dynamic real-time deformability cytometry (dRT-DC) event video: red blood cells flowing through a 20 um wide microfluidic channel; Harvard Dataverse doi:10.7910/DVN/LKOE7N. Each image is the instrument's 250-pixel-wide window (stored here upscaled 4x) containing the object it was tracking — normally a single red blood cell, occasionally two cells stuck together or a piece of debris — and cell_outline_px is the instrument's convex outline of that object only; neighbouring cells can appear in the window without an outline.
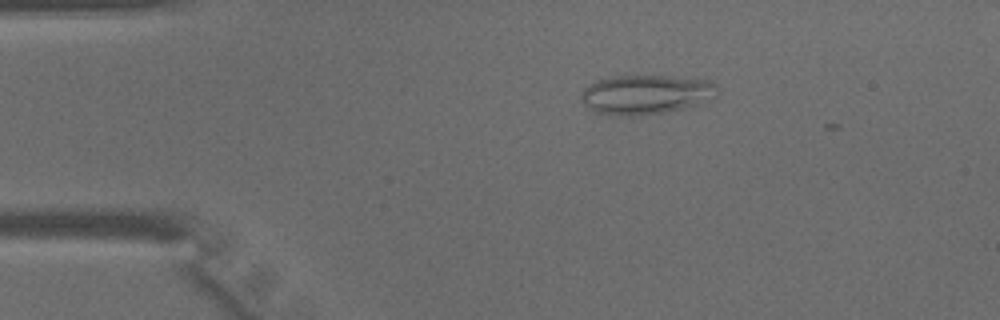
{"species": "common noctule bat (a hibernating species)", "species_latin": "Nyctalus noctula", "temperature_condition": "warm", "stored_images_in_passage": 5, "camera_frame_rate_fps": 3000, "um_per_image_px": 0.085, "animal": {"sex": "male", "body_mass_g": 15.6}, "frame": {"image": 1, "passage_image": 2, "time_ms": 0.333, "image_size_px": [1000, 320], "cell_outline_px": [[720, 92], [716, 96], [704, 104], [664, 112], [628, 116], [620, 116], [596, 112], [584, 104], [580, 100], [580, 96], [584, 88], [588, 84], [596, 80], [628, 72], [672, 76], [712, 80], [716, 84]], "centroid_in_image_um": [54.93, 7.98], "position_along_channel_um": 30.1, "area_um2": 32.6}}